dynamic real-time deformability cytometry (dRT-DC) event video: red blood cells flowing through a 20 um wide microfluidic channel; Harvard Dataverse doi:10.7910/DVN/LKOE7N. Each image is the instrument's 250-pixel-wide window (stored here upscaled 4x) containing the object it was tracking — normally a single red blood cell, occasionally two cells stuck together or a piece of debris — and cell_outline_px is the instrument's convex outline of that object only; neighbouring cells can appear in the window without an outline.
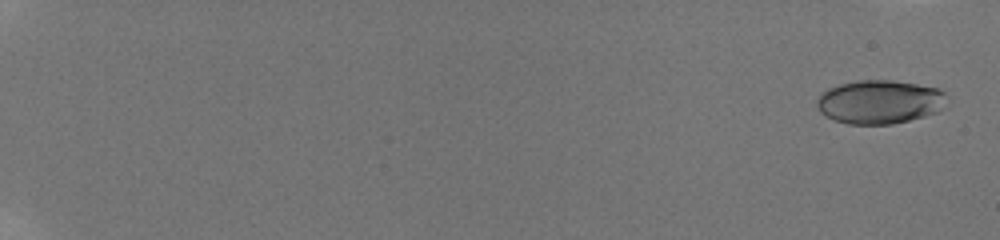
{"species": "human", "species_latin": "Homo sapiens", "temperature_condition": "room temperature", "stored_images_in_passage": 46, "camera_frame_rate_fps": 3000, "um_per_image_px": 0.085, "donor": {"sex": "male"}, "frame": {"image": 1, "passage_image": 2, "time_ms": 0.667, "image_size_px": [1000, 240], "cell_outline_px": [[948, 96], [944, 108], [936, 112], [924, 116], [892, 124], [848, 124], [832, 120], [820, 112], [816, 104], [816, 100], [820, 92], [828, 88], [840, 84], [856, 80], [892, 80], [940, 88]], "centroid_in_image_um": [74.76, 8.65], "position_along_channel_um": 10.2, "area_um2": 33.47}}
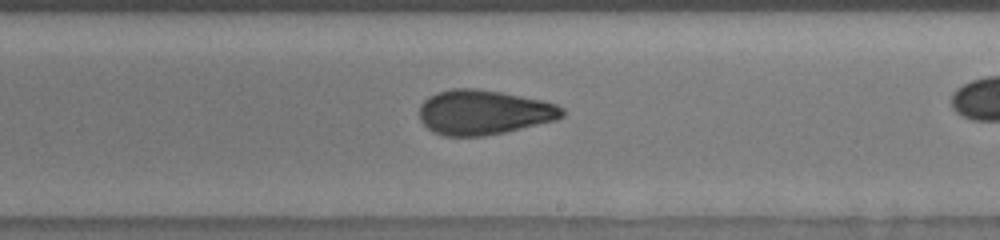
{"frame": {"image": 2, "passage_image": 33, "time_ms": 13.0, "image_size_px": [1000, 240], "cell_outline_px": [[564, 116], [556, 120], [504, 132], [484, 136], [444, 136], [432, 132], [420, 120], [420, 104], [428, 96], [436, 92], [452, 88], [476, 88], [500, 92], [540, 100], [556, 104], [564, 108]], "centroid_in_image_um": [41.09, 9.54], "position_along_channel_um": 247.9, "area_um2": 37.22}}
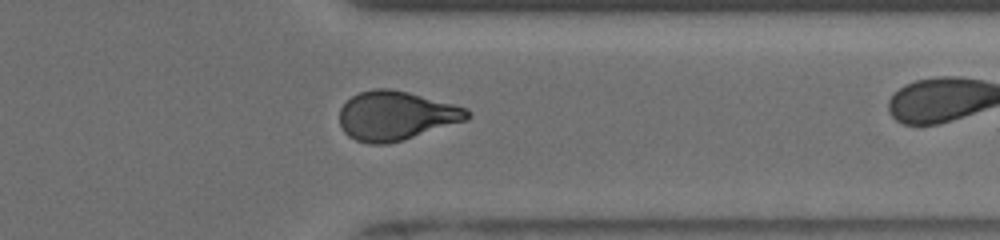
{"frame": {"image": 3, "passage_image": 42, "time_ms": 16.333, "image_size_px": [1000, 240], "cell_outline_px": [[472, 116], [468, 120], [388, 144], [372, 144], [356, 140], [348, 136], [344, 132], [340, 124], [340, 108], [352, 96], [360, 92], [372, 88], [392, 88], [456, 104], [468, 108], [472, 112]], "centroid_in_image_um": [33.69, 9.82], "position_along_channel_um": 377.7, "area_um2": 36.76}}